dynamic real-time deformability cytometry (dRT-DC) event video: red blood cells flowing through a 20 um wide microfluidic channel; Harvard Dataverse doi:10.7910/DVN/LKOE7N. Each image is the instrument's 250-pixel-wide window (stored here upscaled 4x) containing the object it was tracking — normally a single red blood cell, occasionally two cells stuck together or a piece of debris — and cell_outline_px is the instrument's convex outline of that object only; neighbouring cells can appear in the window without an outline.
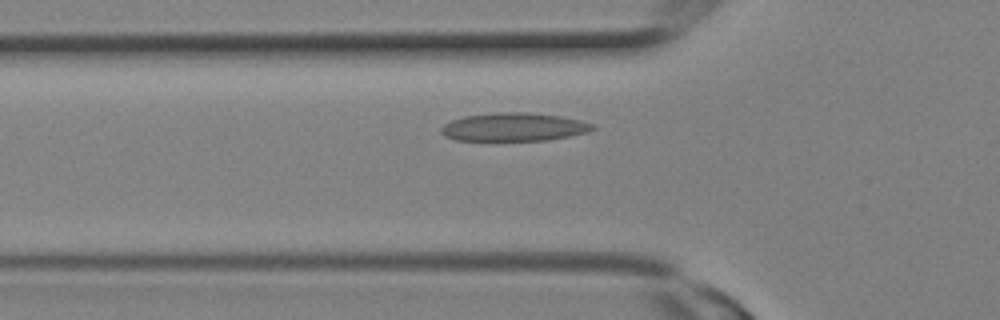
{"species": "Egyptian fruit bat (a non-hibernating species)", "species_latin": "Rousettus aegyptiacus", "temperature_condition": "room temperature", "stored_images_in_passage": 9, "camera_frame_rate_fps": 3000, "um_per_image_px": 0.085, "animal": {"sex": "female"}, "frame": {"image": 1, "passage_image": 2, "time_ms": 0.333, "image_size_px": [1000, 320], "cell_outline_px": [[596, 128], [588, 132], [548, 140], [456, 140], [444, 136], [440, 132], [440, 128], [444, 124], [452, 120], [464, 116], [500, 112], [528, 112], [560, 116], [580, 120], [592, 124]], "centroid_in_image_um": [43.66, 10.79], "position_along_channel_um": 82.1, "area_um2": 24.85}}
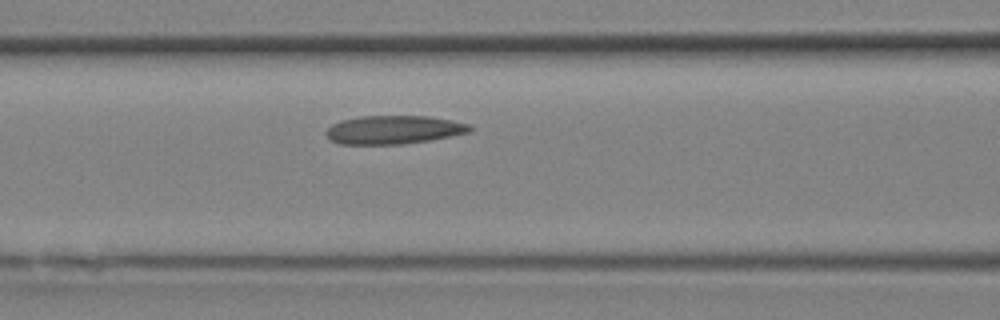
{"frame": {"image": 2, "passage_image": 4, "time_ms": 1.0, "image_size_px": [1000, 320], "cell_outline_px": [[472, 132], [428, 140], [400, 144], [340, 144], [332, 140], [324, 132], [332, 124], [340, 120], [360, 116], [428, 116], [452, 120], [468, 124], [472, 128]], "centroid_in_image_um": [33.45, 11.02], "position_along_channel_um": 133.1, "area_um2": 23.76}}
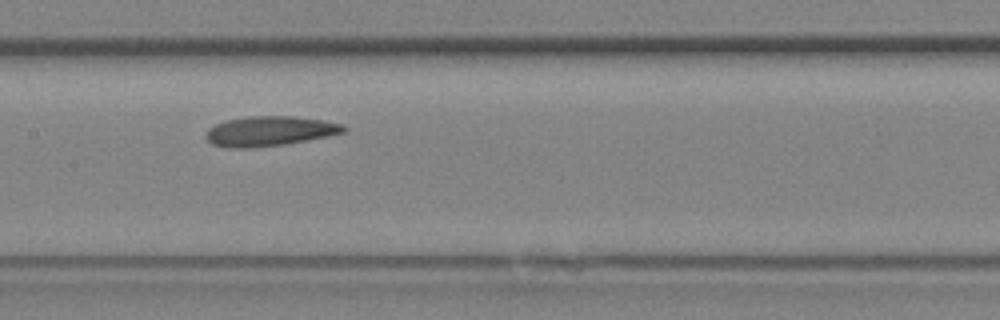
{"frame": {"image": 3, "passage_image": 6, "time_ms": 1.667, "image_size_px": [1000, 320], "cell_outline_px": [[348, 128], [344, 132], [328, 136], [284, 144], [248, 148], [228, 148], [212, 144], [204, 136], [208, 128], [224, 120], [248, 116], [296, 116], [324, 120], [344, 124]], "centroid_in_image_um": [22.91, 11.13], "position_along_channel_um": 184.5, "area_um2": 24.1}}